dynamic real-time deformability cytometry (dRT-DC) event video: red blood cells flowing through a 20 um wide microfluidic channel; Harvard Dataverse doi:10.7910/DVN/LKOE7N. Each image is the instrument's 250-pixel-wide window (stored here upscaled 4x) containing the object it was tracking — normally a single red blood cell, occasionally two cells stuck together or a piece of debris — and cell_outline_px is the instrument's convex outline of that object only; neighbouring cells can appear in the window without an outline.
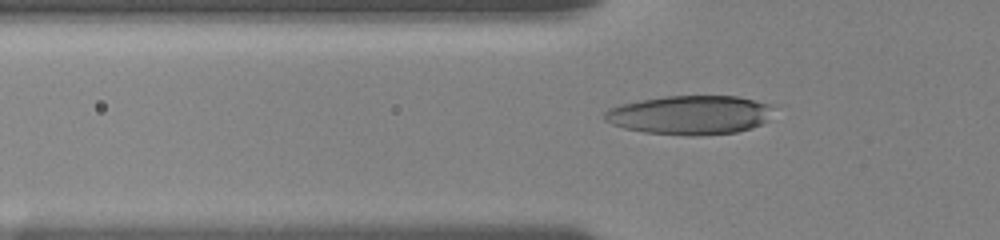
{"species": "human", "species_latin": "Homo sapiens", "temperature_condition": "room temperature", "stored_images_in_passage": 54, "camera_frame_rate_fps": 3000, "um_per_image_px": 0.085, "donor": {"sex": "female"}, "frame": {"image": 1, "passage_image": 19, "time_ms": 6.0, "image_size_px": [1000, 240], "cell_outline_px": [[772, 108], [768, 120], [752, 128], [736, 132], [696, 136], [688, 136], [644, 132], [624, 128], [612, 124], [604, 120], [604, 112], [608, 108], [620, 104], [640, 100], [664, 96], [740, 96], [772, 104]], "centroid_in_image_um": [58.64, 9.77], "position_along_channel_um": 67.2, "area_um2": 38.67}}
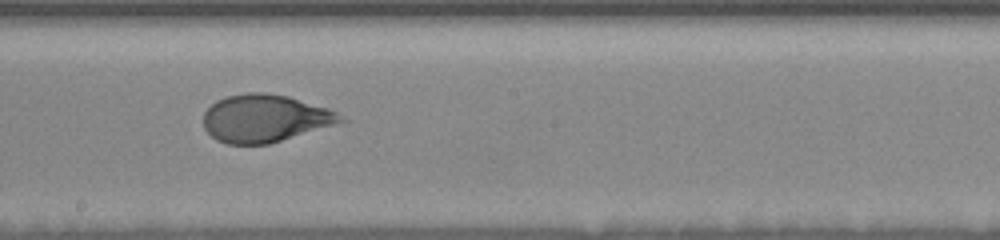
{"frame": {"image": 2, "passage_image": 32, "time_ms": 10.333, "image_size_px": [1000, 240], "cell_outline_px": [[348, 120], [268, 144], [228, 144], [216, 140], [204, 128], [204, 112], [216, 100], [228, 96], [248, 92], [264, 92], [288, 96], [328, 108], [336, 112]], "centroid_in_image_um": [22.5, 10.05], "position_along_channel_um": 225.7, "area_um2": 37.74}}
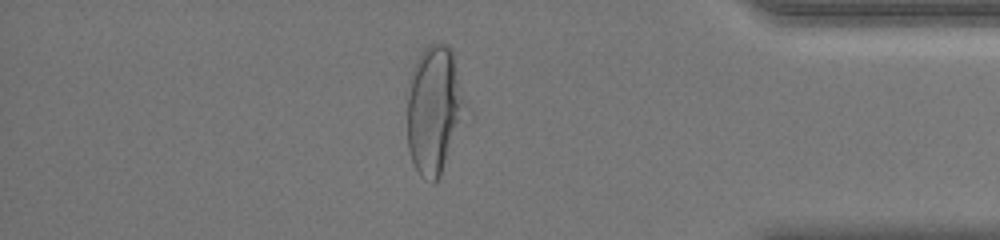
{"frame": {"image": 3, "passage_image": 47, "time_ms": 15.667, "image_size_px": [1000, 240], "cell_outline_px": [[464, 104], [440, 176], [432, 184], [424, 180], [420, 176], [412, 160], [408, 148], [408, 96], [412, 72], [416, 60], [420, 52], [428, 44], [448, 44], [452, 52]], "centroid_in_image_um": [36.81, 9.32], "position_along_channel_um": 398.4, "area_um2": 41.27}}